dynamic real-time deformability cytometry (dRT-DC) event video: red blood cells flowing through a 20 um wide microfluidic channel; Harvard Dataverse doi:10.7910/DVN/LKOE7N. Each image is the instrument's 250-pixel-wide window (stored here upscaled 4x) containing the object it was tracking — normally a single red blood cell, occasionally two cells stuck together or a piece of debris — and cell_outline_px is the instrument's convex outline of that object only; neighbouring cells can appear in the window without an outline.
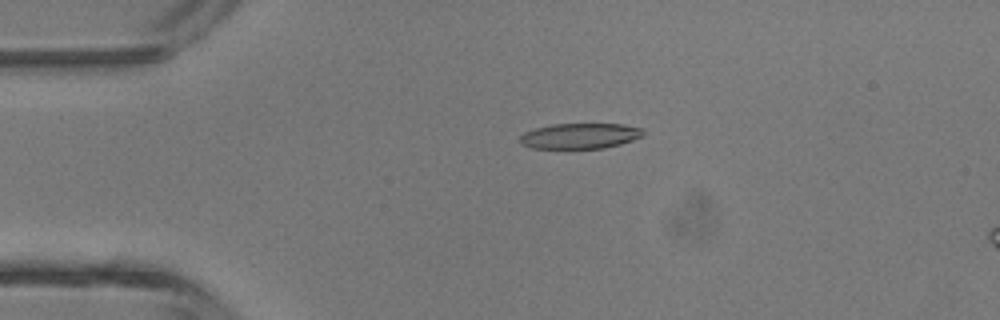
{"species": "common noctule bat (a hibernating species)", "species_latin": "Nyctalus noctula", "temperature_condition": "room temperature", "stored_images_in_passage": 3, "camera_frame_rate_fps": 3000, "um_per_image_px": 0.085, "animal": {"sex": "male", "body_mass_g": 13.3}, "frame": {"image": 1, "passage_image": 1, "time_ms": 0.0, "image_size_px": [1000, 320], "cell_outline_px": [[644, 136], [620, 144], [604, 148], [532, 148], [520, 144], [520, 136], [524, 132], [536, 128], [552, 124], [624, 124], [644, 128]], "centroid_in_image_um": [49.32, 11.55], "position_along_channel_um": 35.7, "area_um2": 18.38}}